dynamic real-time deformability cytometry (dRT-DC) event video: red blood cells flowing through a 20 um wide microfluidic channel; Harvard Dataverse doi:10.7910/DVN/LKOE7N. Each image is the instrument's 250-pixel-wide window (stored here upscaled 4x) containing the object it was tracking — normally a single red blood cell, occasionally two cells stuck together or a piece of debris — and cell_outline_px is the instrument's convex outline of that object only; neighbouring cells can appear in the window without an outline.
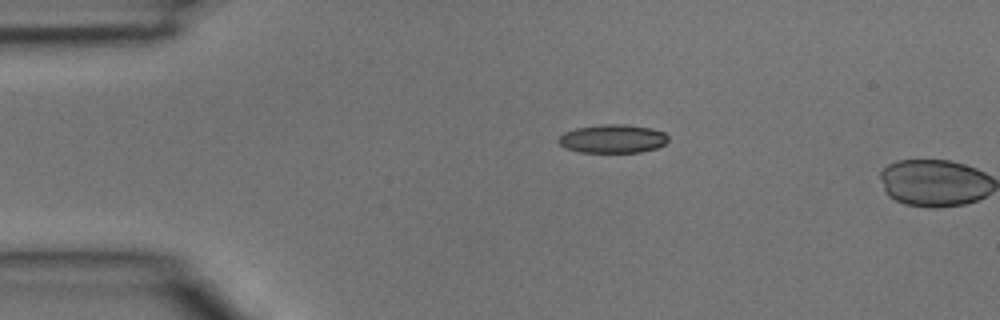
{"species": "common noctule bat (a hibernating species)", "species_latin": "Nyctalus noctula", "temperature_condition": "room temperature", "stored_images_in_passage": 2, "camera_frame_rate_fps": 3000, "um_per_image_px": 0.085, "animal": {"sex": "male", "body_mass_g": 15.6}, "frame": {"image": 1, "passage_image": 1, "time_ms": 0.0, "image_size_px": [1000, 320], "cell_outline_px": [[668, 140], [664, 144], [656, 148], [640, 152], [580, 152], [564, 148], [556, 140], [564, 132], [576, 128], [600, 124], [628, 124], [652, 128], [664, 132], [668, 136]], "centroid_in_image_um": [52.07, 11.78], "position_along_channel_um": 32.9, "area_um2": 18.38}}